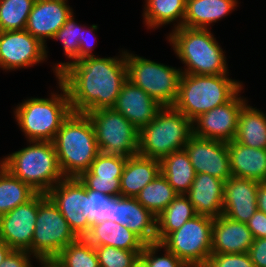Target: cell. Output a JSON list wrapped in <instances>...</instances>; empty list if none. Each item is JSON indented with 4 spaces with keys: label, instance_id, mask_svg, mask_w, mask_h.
<instances>
[{
    "label": "cell",
    "instance_id": "1",
    "mask_svg": "<svg viewBox=\"0 0 266 267\" xmlns=\"http://www.w3.org/2000/svg\"><path fill=\"white\" fill-rule=\"evenodd\" d=\"M58 80L67 89L72 112L87 114L112 108L128 80L125 50L120 57L92 56L68 64Z\"/></svg>",
    "mask_w": 266,
    "mask_h": 267
},
{
    "label": "cell",
    "instance_id": "2",
    "mask_svg": "<svg viewBox=\"0 0 266 267\" xmlns=\"http://www.w3.org/2000/svg\"><path fill=\"white\" fill-rule=\"evenodd\" d=\"M58 162L64 177H79L88 171L100 153L91 120L87 114L71 112L54 138Z\"/></svg>",
    "mask_w": 266,
    "mask_h": 267
},
{
    "label": "cell",
    "instance_id": "3",
    "mask_svg": "<svg viewBox=\"0 0 266 267\" xmlns=\"http://www.w3.org/2000/svg\"><path fill=\"white\" fill-rule=\"evenodd\" d=\"M229 74H181L177 100L173 107L192 122L211 109L231 101L243 90L241 82Z\"/></svg>",
    "mask_w": 266,
    "mask_h": 267
},
{
    "label": "cell",
    "instance_id": "4",
    "mask_svg": "<svg viewBox=\"0 0 266 267\" xmlns=\"http://www.w3.org/2000/svg\"><path fill=\"white\" fill-rule=\"evenodd\" d=\"M176 56L185 64L184 74H229L223 49L209 29L180 27L167 36ZM187 66V67H186Z\"/></svg>",
    "mask_w": 266,
    "mask_h": 267
},
{
    "label": "cell",
    "instance_id": "5",
    "mask_svg": "<svg viewBox=\"0 0 266 267\" xmlns=\"http://www.w3.org/2000/svg\"><path fill=\"white\" fill-rule=\"evenodd\" d=\"M29 143V146L4 157L0 164L37 193L47 194L65 178L54 143L50 141H29Z\"/></svg>",
    "mask_w": 266,
    "mask_h": 267
},
{
    "label": "cell",
    "instance_id": "6",
    "mask_svg": "<svg viewBox=\"0 0 266 267\" xmlns=\"http://www.w3.org/2000/svg\"><path fill=\"white\" fill-rule=\"evenodd\" d=\"M60 95L51 93V98H28L14 111L15 119L27 137V141L53 142L63 121L72 112L69 95L58 80Z\"/></svg>",
    "mask_w": 266,
    "mask_h": 267
},
{
    "label": "cell",
    "instance_id": "7",
    "mask_svg": "<svg viewBox=\"0 0 266 267\" xmlns=\"http://www.w3.org/2000/svg\"><path fill=\"white\" fill-rule=\"evenodd\" d=\"M193 136V122L173 106H163L155 118L139 131L138 154L161 160L184 149Z\"/></svg>",
    "mask_w": 266,
    "mask_h": 267
},
{
    "label": "cell",
    "instance_id": "8",
    "mask_svg": "<svg viewBox=\"0 0 266 267\" xmlns=\"http://www.w3.org/2000/svg\"><path fill=\"white\" fill-rule=\"evenodd\" d=\"M127 78L162 106L177 100L181 70L125 51Z\"/></svg>",
    "mask_w": 266,
    "mask_h": 267
},
{
    "label": "cell",
    "instance_id": "9",
    "mask_svg": "<svg viewBox=\"0 0 266 267\" xmlns=\"http://www.w3.org/2000/svg\"><path fill=\"white\" fill-rule=\"evenodd\" d=\"M77 238L51 198L38 193V214L31 243L33 258L56 257Z\"/></svg>",
    "mask_w": 266,
    "mask_h": 267
},
{
    "label": "cell",
    "instance_id": "10",
    "mask_svg": "<svg viewBox=\"0 0 266 267\" xmlns=\"http://www.w3.org/2000/svg\"><path fill=\"white\" fill-rule=\"evenodd\" d=\"M94 128L99 151L130 157L138 155L139 130L113 108L87 113Z\"/></svg>",
    "mask_w": 266,
    "mask_h": 267
},
{
    "label": "cell",
    "instance_id": "11",
    "mask_svg": "<svg viewBox=\"0 0 266 267\" xmlns=\"http://www.w3.org/2000/svg\"><path fill=\"white\" fill-rule=\"evenodd\" d=\"M212 225L213 218L196 215L171 232L161 244L188 267H201L212 254Z\"/></svg>",
    "mask_w": 266,
    "mask_h": 267
},
{
    "label": "cell",
    "instance_id": "12",
    "mask_svg": "<svg viewBox=\"0 0 266 267\" xmlns=\"http://www.w3.org/2000/svg\"><path fill=\"white\" fill-rule=\"evenodd\" d=\"M47 46L27 30L0 31V68H27L47 59Z\"/></svg>",
    "mask_w": 266,
    "mask_h": 267
},
{
    "label": "cell",
    "instance_id": "13",
    "mask_svg": "<svg viewBox=\"0 0 266 267\" xmlns=\"http://www.w3.org/2000/svg\"><path fill=\"white\" fill-rule=\"evenodd\" d=\"M239 96L238 93L231 101L196 118L193 121V135L226 143L235 140L240 110L247 102L246 98Z\"/></svg>",
    "mask_w": 266,
    "mask_h": 267
},
{
    "label": "cell",
    "instance_id": "14",
    "mask_svg": "<svg viewBox=\"0 0 266 267\" xmlns=\"http://www.w3.org/2000/svg\"><path fill=\"white\" fill-rule=\"evenodd\" d=\"M184 149L196 174H209L223 181L232 176L228 143L193 135Z\"/></svg>",
    "mask_w": 266,
    "mask_h": 267
},
{
    "label": "cell",
    "instance_id": "15",
    "mask_svg": "<svg viewBox=\"0 0 266 267\" xmlns=\"http://www.w3.org/2000/svg\"><path fill=\"white\" fill-rule=\"evenodd\" d=\"M38 214V193L27 203L22 204L0 216V239L12 250L28 251Z\"/></svg>",
    "mask_w": 266,
    "mask_h": 267
},
{
    "label": "cell",
    "instance_id": "16",
    "mask_svg": "<svg viewBox=\"0 0 266 267\" xmlns=\"http://www.w3.org/2000/svg\"><path fill=\"white\" fill-rule=\"evenodd\" d=\"M47 195L57 205L77 237H84L91 224L82 213L84 203V184L77 177H65Z\"/></svg>",
    "mask_w": 266,
    "mask_h": 267
},
{
    "label": "cell",
    "instance_id": "17",
    "mask_svg": "<svg viewBox=\"0 0 266 267\" xmlns=\"http://www.w3.org/2000/svg\"><path fill=\"white\" fill-rule=\"evenodd\" d=\"M110 221L127 226L145 244L156 242V216L140 204L136 197L111 196Z\"/></svg>",
    "mask_w": 266,
    "mask_h": 267
},
{
    "label": "cell",
    "instance_id": "18",
    "mask_svg": "<svg viewBox=\"0 0 266 267\" xmlns=\"http://www.w3.org/2000/svg\"><path fill=\"white\" fill-rule=\"evenodd\" d=\"M67 2L68 0H36L25 30L46 46L47 38L52 39L74 13Z\"/></svg>",
    "mask_w": 266,
    "mask_h": 267
},
{
    "label": "cell",
    "instance_id": "19",
    "mask_svg": "<svg viewBox=\"0 0 266 267\" xmlns=\"http://www.w3.org/2000/svg\"><path fill=\"white\" fill-rule=\"evenodd\" d=\"M127 157L114 154L99 153L91 163L88 171L78 178L86 189L99 191L109 196L120 195V178Z\"/></svg>",
    "mask_w": 266,
    "mask_h": 267
},
{
    "label": "cell",
    "instance_id": "20",
    "mask_svg": "<svg viewBox=\"0 0 266 267\" xmlns=\"http://www.w3.org/2000/svg\"><path fill=\"white\" fill-rule=\"evenodd\" d=\"M259 182L252 179L231 176L224 183L223 215L246 223L257 210V189Z\"/></svg>",
    "mask_w": 266,
    "mask_h": 267
},
{
    "label": "cell",
    "instance_id": "21",
    "mask_svg": "<svg viewBox=\"0 0 266 267\" xmlns=\"http://www.w3.org/2000/svg\"><path fill=\"white\" fill-rule=\"evenodd\" d=\"M112 108L140 131L155 118L163 106L143 89L127 80Z\"/></svg>",
    "mask_w": 266,
    "mask_h": 267
},
{
    "label": "cell",
    "instance_id": "22",
    "mask_svg": "<svg viewBox=\"0 0 266 267\" xmlns=\"http://www.w3.org/2000/svg\"><path fill=\"white\" fill-rule=\"evenodd\" d=\"M254 237L246 223L225 215L213 219L212 254L248 253Z\"/></svg>",
    "mask_w": 266,
    "mask_h": 267
},
{
    "label": "cell",
    "instance_id": "23",
    "mask_svg": "<svg viewBox=\"0 0 266 267\" xmlns=\"http://www.w3.org/2000/svg\"><path fill=\"white\" fill-rule=\"evenodd\" d=\"M225 181L205 173L196 174L192 186L185 194L197 215L216 218L223 213Z\"/></svg>",
    "mask_w": 266,
    "mask_h": 267
},
{
    "label": "cell",
    "instance_id": "24",
    "mask_svg": "<svg viewBox=\"0 0 266 267\" xmlns=\"http://www.w3.org/2000/svg\"><path fill=\"white\" fill-rule=\"evenodd\" d=\"M232 176L266 182V149L251 148L235 140L228 142Z\"/></svg>",
    "mask_w": 266,
    "mask_h": 267
},
{
    "label": "cell",
    "instance_id": "25",
    "mask_svg": "<svg viewBox=\"0 0 266 267\" xmlns=\"http://www.w3.org/2000/svg\"><path fill=\"white\" fill-rule=\"evenodd\" d=\"M161 173L160 160L141 155L127 157L120 178V195L136 197L139 192Z\"/></svg>",
    "mask_w": 266,
    "mask_h": 267
},
{
    "label": "cell",
    "instance_id": "26",
    "mask_svg": "<svg viewBox=\"0 0 266 267\" xmlns=\"http://www.w3.org/2000/svg\"><path fill=\"white\" fill-rule=\"evenodd\" d=\"M84 238L94 247L112 246L125 250H142L145 245L127 226L110 220L91 225Z\"/></svg>",
    "mask_w": 266,
    "mask_h": 267
},
{
    "label": "cell",
    "instance_id": "27",
    "mask_svg": "<svg viewBox=\"0 0 266 267\" xmlns=\"http://www.w3.org/2000/svg\"><path fill=\"white\" fill-rule=\"evenodd\" d=\"M237 4L238 0H186L183 26L209 29L211 23L227 16Z\"/></svg>",
    "mask_w": 266,
    "mask_h": 267
},
{
    "label": "cell",
    "instance_id": "28",
    "mask_svg": "<svg viewBox=\"0 0 266 267\" xmlns=\"http://www.w3.org/2000/svg\"><path fill=\"white\" fill-rule=\"evenodd\" d=\"M235 141L251 148L266 149V113L246 102L240 110Z\"/></svg>",
    "mask_w": 266,
    "mask_h": 267
},
{
    "label": "cell",
    "instance_id": "29",
    "mask_svg": "<svg viewBox=\"0 0 266 267\" xmlns=\"http://www.w3.org/2000/svg\"><path fill=\"white\" fill-rule=\"evenodd\" d=\"M161 173L180 195L186 194L196 173L185 149L174 151L160 160Z\"/></svg>",
    "mask_w": 266,
    "mask_h": 267
},
{
    "label": "cell",
    "instance_id": "30",
    "mask_svg": "<svg viewBox=\"0 0 266 267\" xmlns=\"http://www.w3.org/2000/svg\"><path fill=\"white\" fill-rule=\"evenodd\" d=\"M145 3L143 18L148 29L159 28L176 21L174 29L183 26L186 0H146Z\"/></svg>",
    "mask_w": 266,
    "mask_h": 267
},
{
    "label": "cell",
    "instance_id": "31",
    "mask_svg": "<svg viewBox=\"0 0 266 267\" xmlns=\"http://www.w3.org/2000/svg\"><path fill=\"white\" fill-rule=\"evenodd\" d=\"M193 204L185 194L178 195L156 217V242L161 243L171 232L178 230L185 222L196 216Z\"/></svg>",
    "mask_w": 266,
    "mask_h": 267
},
{
    "label": "cell",
    "instance_id": "32",
    "mask_svg": "<svg viewBox=\"0 0 266 267\" xmlns=\"http://www.w3.org/2000/svg\"><path fill=\"white\" fill-rule=\"evenodd\" d=\"M37 194L0 164V216L27 203Z\"/></svg>",
    "mask_w": 266,
    "mask_h": 267
},
{
    "label": "cell",
    "instance_id": "33",
    "mask_svg": "<svg viewBox=\"0 0 266 267\" xmlns=\"http://www.w3.org/2000/svg\"><path fill=\"white\" fill-rule=\"evenodd\" d=\"M178 195L167 179L160 173L139 192L136 199L157 217Z\"/></svg>",
    "mask_w": 266,
    "mask_h": 267
},
{
    "label": "cell",
    "instance_id": "34",
    "mask_svg": "<svg viewBox=\"0 0 266 267\" xmlns=\"http://www.w3.org/2000/svg\"><path fill=\"white\" fill-rule=\"evenodd\" d=\"M56 258L64 267H99L95 247L84 237L69 243Z\"/></svg>",
    "mask_w": 266,
    "mask_h": 267
},
{
    "label": "cell",
    "instance_id": "35",
    "mask_svg": "<svg viewBox=\"0 0 266 267\" xmlns=\"http://www.w3.org/2000/svg\"><path fill=\"white\" fill-rule=\"evenodd\" d=\"M36 0H0V31L25 30Z\"/></svg>",
    "mask_w": 266,
    "mask_h": 267
},
{
    "label": "cell",
    "instance_id": "36",
    "mask_svg": "<svg viewBox=\"0 0 266 267\" xmlns=\"http://www.w3.org/2000/svg\"><path fill=\"white\" fill-rule=\"evenodd\" d=\"M83 26L76 23L74 14H72L62 28L54 35L52 39L61 40L65 55L70 62H62L53 66V71L58 79V74L68 65L79 61V43H81V35ZM72 59V61H71Z\"/></svg>",
    "mask_w": 266,
    "mask_h": 267
},
{
    "label": "cell",
    "instance_id": "37",
    "mask_svg": "<svg viewBox=\"0 0 266 267\" xmlns=\"http://www.w3.org/2000/svg\"><path fill=\"white\" fill-rule=\"evenodd\" d=\"M83 214L91 225L110 220L111 196L86 189L84 185Z\"/></svg>",
    "mask_w": 266,
    "mask_h": 267
},
{
    "label": "cell",
    "instance_id": "38",
    "mask_svg": "<svg viewBox=\"0 0 266 267\" xmlns=\"http://www.w3.org/2000/svg\"><path fill=\"white\" fill-rule=\"evenodd\" d=\"M99 267H131L142 250H125L112 246L95 247Z\"/></svg>",
    "mask_w": 266,
    "mask_h": 267
},
{
    "label": "cell",
    "instance_id": "39",
    "mask_svg": "<svg viewBox=\"0 0 266 267\" xmlns=\"http://www.w3.org/2000/svg\"><path fill=\"white\" fill-rule=\"evenodd\" d=\"M161 248H165L163 250L165 253L163 256H156L159 249L161 251ZM140 256L146 261L148 267H188L181 259L159 242L145 244Z\"/></svg>",
    "mask_w": 266,
    "mask_h": 267
},
{
    "label": "cell",
    "instance_id": "40",
    "mask_svg": "<svg viewBox=\"0 0 266 267\" xmlns=\"http://www.w3.org/2000/svg\"><path fill=\"white\" fill-rule=\"evenodd\" d=\"M201 267H255L249 253L211 254Z\"/></svg>",
    "mask_w": 266,
    "mask_h": 267
},
{
    "label": "cell",
    "instance_id": "41",
    "mask_svg": "<svg viewBox=\"0 0 266 267\" xmlns=\"http://www.w3.org/2000/svg\"><path fill=\"white\" fill-rule=\"evenodd\" d=\"M28 251L12 250L0 267H33Z\"/></svg>",
    "mask_w": 266,
    "mask_h": 267
},
{
    "label": "cell",
    "instance_id": "42",
    "mask_svg": "<svg viewBox=\"0 0 266 267\" xmlns=\"http://www.w3.org/2000/svg\"><path fill=\"white\" fill-rule=\"evenodd\" d=\"M246 224L254 239L266 238V214L264 212L256 210Z\"/></svg>",
    "mask_w": 266,
    "mask_h": 267
},
{
    "label": "cell",
    "instance_id": "43",
    "mask_svg": "<svg viewBox=\"0 0 266 267\" xmlns=\"http://www.w3.org/2000/svg\"><path fill=\"white\" fill-rule=\"evenodd\" d=\"M248 253L255 267H266V238L254 239Z\"/></svg>",
    "mask_w": 266,
    "mask_h": 267
},
{
    "label": "cell",
    "instance_id": "44",
    "mask_svg": "<svg viewBox=\"0 0 266 267\" xmlns=\"http://www.w3.org/2000/svg\"><path fill=\"white\" fill-rule=\"evenodd\" d=\"M98 29V26L93 24L90 29H85V26L82 31L81 35V43H79V60L87 58V57H92L94 54H92L93 50V45L90 41H88V38L86 37V33L88 32H94ZM91 35V34H90ZM89 35V37H90Z\"/></svg>",
    "mask_w": 266,
    "mask_h": 267
},
{
    "label": "cell",
    "instance_id": "45",
    "mask_svg": "<svg viewBox=\"0 0 266 267\" xmlns=\"http://www.w3.org/2000/svg\"><path fill=\"white\" fill-rule=\"evenodd\" d=\"M257 210L266 214V182H259L257 189Z\"/></svg>",
    "mask_w": 266,
    "mask_h": 267
},
{
    "label": "cell",
    "instance_id": "46",
    "mask_svg": "<svg viewBox=\"0 0 266 267\" xmlns=\"http://www.w3.org/2000/svg\"><path fill=\"white\" fill-rule=\"evenodd\" d=\"M42 267H64L56 257L52 258H36Z\"/></svg>",
    "mask_w": 266,
    "mask_h": 267
},
{
    "label": "cell",
    "instance_id": "47",
    "mask_svg": "<svg viewBox=\"0 0 266 267\" xmlns=\"http://www.w3.org/2000/svg\"><path fill=\"white\" fill-rule=\"evenodd\" d=\"M11 251L12 249L3 240L0 239V265L3 263V261Z\"/></svg>",
    "mask_w": 266,
    "mask_h": 267
},
{
    "label": "cell",
    "instance_id": "48",
    "mask_svg": "<svg viewBox=\"0 0 266 267\" xmlns=\"http://www.w3.org/2000/svg\"><path fill=\"white\" fill-rule=\"evenodd\" d=\"M131 267H148V265L146 261L141 256H139Z\"/></svg>",
    "mask_w": 266,
    "mask_h": 267
}]
</instances>
